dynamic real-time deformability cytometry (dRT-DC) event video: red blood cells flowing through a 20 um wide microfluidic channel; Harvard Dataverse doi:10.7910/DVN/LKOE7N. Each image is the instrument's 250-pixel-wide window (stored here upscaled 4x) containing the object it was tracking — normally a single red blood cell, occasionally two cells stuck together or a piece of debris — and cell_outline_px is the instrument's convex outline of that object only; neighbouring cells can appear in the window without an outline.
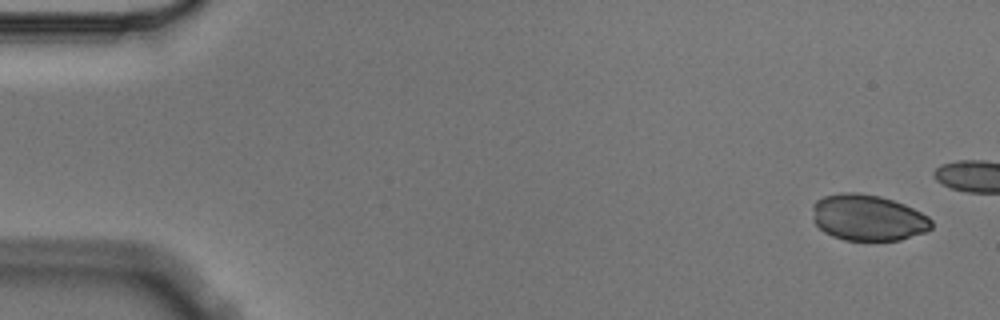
{"species": "Egyptian fruit bat (a non-hibernating species)", "species_latin": "Rousettus aegyptiacus", "temperature_condition": "cold", "stored_images_in_passage": 5, "camera_frame_rate_fps": 3000, "um_per_image_px": 0.085, "animal": {"sex": "male"}, "frame": {"image": 1, "passage_image": 1, "time_ms": 0.0, "image_size_px": [1000, 320], "cell_outline_px": [[932, 228], [924, 232], [900, 240], [844, 240], [832, 236], [824, 232], [816, 224], [812, 208], [812, 204], [816, 200], [824, 196], [840, 192], [860, 192], [880, 196], [904, 204], [928, 216], [932, 220]], "centroid_in_image_um": [73.76, 18.49], "position_along_channel_um": 11.2, "area_um2": 32.02}}